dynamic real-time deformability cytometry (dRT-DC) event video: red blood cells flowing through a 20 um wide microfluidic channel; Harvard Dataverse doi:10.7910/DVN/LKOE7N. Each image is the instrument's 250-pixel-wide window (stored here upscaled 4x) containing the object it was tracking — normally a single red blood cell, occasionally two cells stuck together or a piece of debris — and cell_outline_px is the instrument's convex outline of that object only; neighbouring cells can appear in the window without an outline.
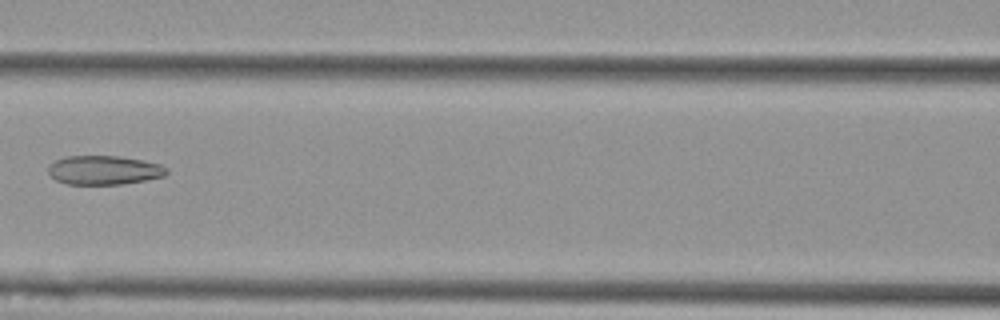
{"species": "Egyptian fruit bat (a non-hibernating species)", "species_latin": "Rousettus aegyptiacus", "temperature_condition": "cold", "stored_images_in_passage": 7, "camera_frame_rate_fps": 3000, "um_per_image_px": 0.085, "animal": {"sex": "female"}, "frame": {"image": 1, "passage_image": 4, "time_ms": 1.0, "image_size_px": [1000, 320], "cell_outline_px": [[168, 172], [164, 176], [144, 180], [120, 184], [68, 184], [56, 180], [48, 172], [48, 168], [56, 160], [68, 156], [120, 156], [144, 160], [160, 164], [168, 168]], "centroid_in_image_um": [8.87, 14.45], "position_along_channel_um": 157.7, "area_um2": 19.88}}
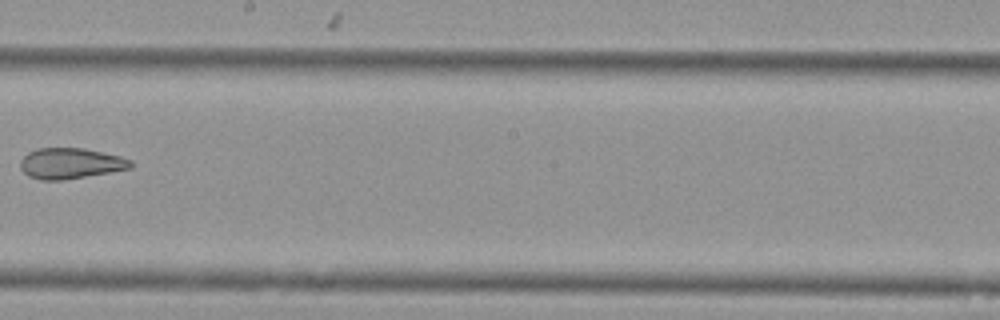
{"frame": {"image": 2, "passage_image": 6, "time_ms": 1.667, "image_size_px": [1000, 320], "cell_outline_px": [[132, 168], [64, 180], [40, 180], [28, 176], [20, 168], [20, 160], [28, 152], [36, 148], [84, 148], [120, 156], [132, 160]], "centroid_in_image_um": [5.97, 13.88], "position_along_channel_um": 242.2, "area_um2": 19.83}}
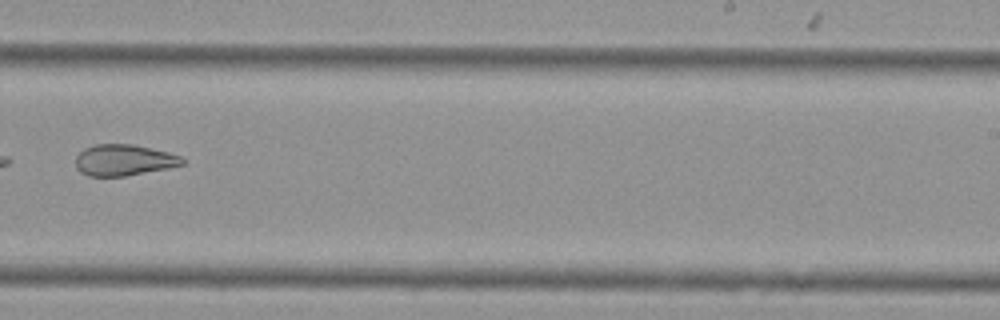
{"frame": {"image": 3, "passage_image": 7, "time_ms": 2.0, "image_size_px": [1000, 320], "cell_outline_px": [[184, 164], [168, 168], [124, 176], [88, 176], [80, 172], [76, 168], [76, 156], [84, 148], [96, 144], [132, 144], [168, 152], [180, 156], [184, 160]], "centroid_in_image_um": [10.5, 13.61], "position_along_channel_um": 278.5, "area_um2": 19.31}}